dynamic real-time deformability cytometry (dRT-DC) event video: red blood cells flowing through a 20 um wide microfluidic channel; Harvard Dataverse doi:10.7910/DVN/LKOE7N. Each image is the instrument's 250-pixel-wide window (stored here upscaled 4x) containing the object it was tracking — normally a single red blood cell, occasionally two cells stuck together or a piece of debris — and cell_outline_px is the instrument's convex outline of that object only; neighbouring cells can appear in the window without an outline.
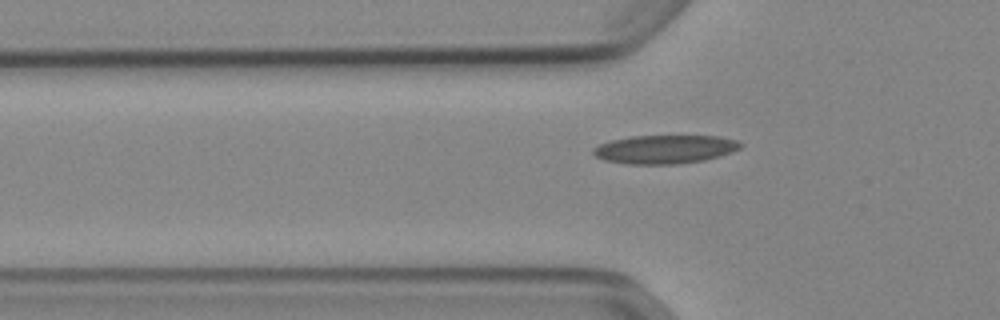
{"species": "Egyptian fruit bat (a non-hibernating species)", "species_latin": "Rousettus aegyptiacus", "temperature_condition": "cold", "stored_images_in_passage": 40, "camera_frame_rate_fps": 3000, "um_per_image_px": 0.085, "animal": {"sex": "female"}, "frame": {"image": 1, "passage_image": 5, "time_ms": 1.333, "image_size_px": [1000, 320], "cell_outline_px": [[744, 144], [740, 148], [732, 152], [720, 156], [704, 160], [676, 164], [628, 164], [604, 160], [596, 156], [592, 152], [592, 148], [600, 144], [612, 140], [632, 136], [720, 136], [736, 140]], "centroid_in_image_um": [56.53, 12.69], "position_along_channel_um": 69.3, "area_um2": 24.51}}
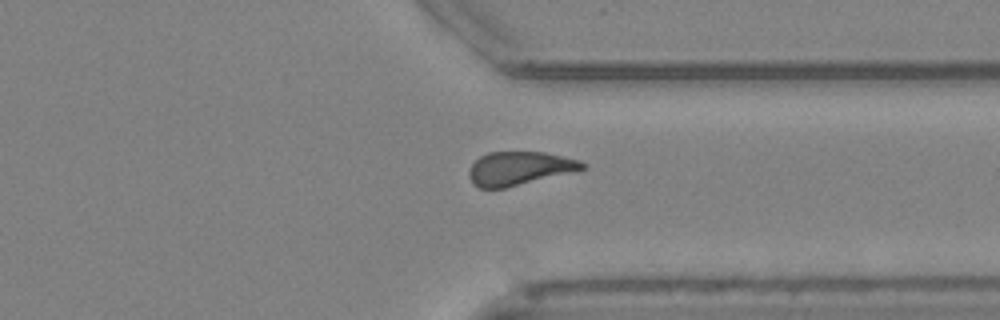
{"frame": {"image": 2, "passage_image": 28, "time_ms": 9.0, "image_size_px": [1000, 320], "cell_outline_px": [[588, 168], [504, 188], [480, 188], [468, 176], [468, 172], [472, 164], [480, 156], [488, 152], [544, 152], [580, 160], [588, 164]], "centroid_in_image_um": [44.17, 14.3], "position_along_channel_um": 367.2, "area_um2": 21.96}}
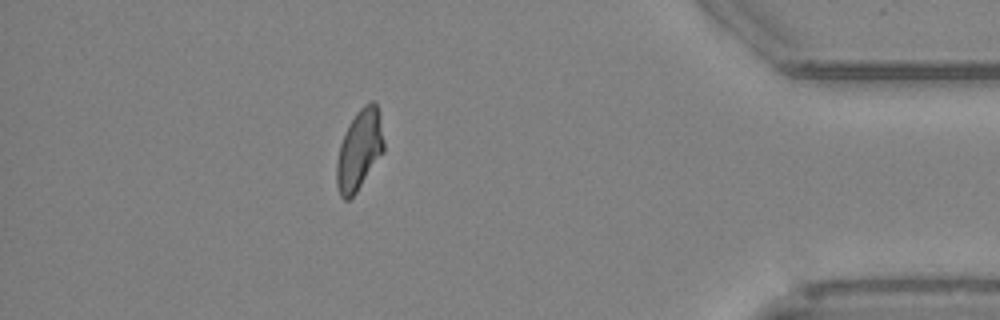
{"frame": {"image": 3, "passage_image": 34, "time_ms": 11.0, "image_size_px": [1000, 320], "cell_outline_px": [[384, 152], [356, 192], [348, 200], [344, 200], [340, 196], [336, 184], [336, 160], [340, 144], [348, 124], [356, 112], [364, 104], [372, 100], [376, 104], [380, 116], [384, 140]], "centroid_in_image_um": [30.54, 12.73], "position_along_channel_um": 404.7, "area_um2": 22.2}, "authors_computed_cell_mechanics": {"area_um2": 22.5998, "velocity_mm_per_s": 3.8959, "shape_relaxation_time_tau1_ms": null, "shape_relaxation_time_tau2_ms": 2.2466, "deformation_change_tau1": null, "deformation_change_tau2": 0.089}}